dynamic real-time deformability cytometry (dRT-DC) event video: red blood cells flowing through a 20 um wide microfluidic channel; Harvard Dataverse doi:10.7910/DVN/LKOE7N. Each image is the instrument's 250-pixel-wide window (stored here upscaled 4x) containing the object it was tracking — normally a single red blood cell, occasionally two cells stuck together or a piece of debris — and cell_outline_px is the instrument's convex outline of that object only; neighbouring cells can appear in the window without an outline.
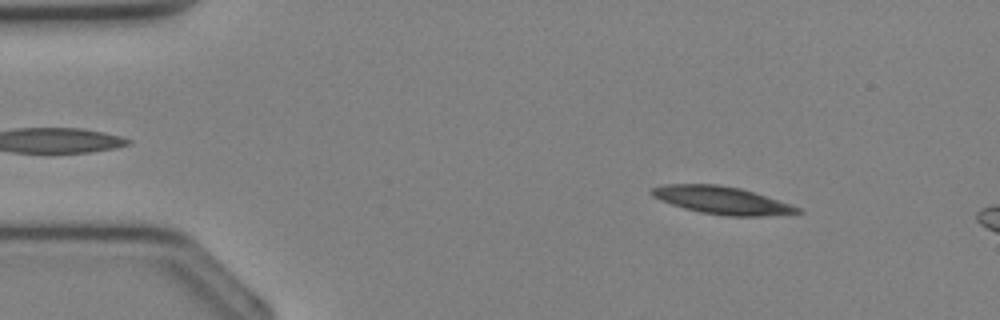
{"species": "Egyptian fruit bat (a non-hibernating species)", "species_latin": "Rousettus aegyptiacus", "temperature_condition": "cold", "stored_images_in_passage": 8, "camera_frame_rate_fps": 3000, "um_per_image_px": 0.085, "animal": {"sex": "female"}, "frame": {"image": 1, "passage_image": 4, "time_ms": 1.0, "image_size_px": [1000, 320], "cell_outline_px": [[804, 212], [768, 216], [728, 216], [700, 212], [684, 208], [672, 204], [652, 196], [648, 192], [652, 188], [664, 184], [716, 184], [740, 188], [800, 208]], "centroid_in_image_um": [61.32, 17.02], "position_along_channel_um": 23.7, "area_um2": 23.12}}